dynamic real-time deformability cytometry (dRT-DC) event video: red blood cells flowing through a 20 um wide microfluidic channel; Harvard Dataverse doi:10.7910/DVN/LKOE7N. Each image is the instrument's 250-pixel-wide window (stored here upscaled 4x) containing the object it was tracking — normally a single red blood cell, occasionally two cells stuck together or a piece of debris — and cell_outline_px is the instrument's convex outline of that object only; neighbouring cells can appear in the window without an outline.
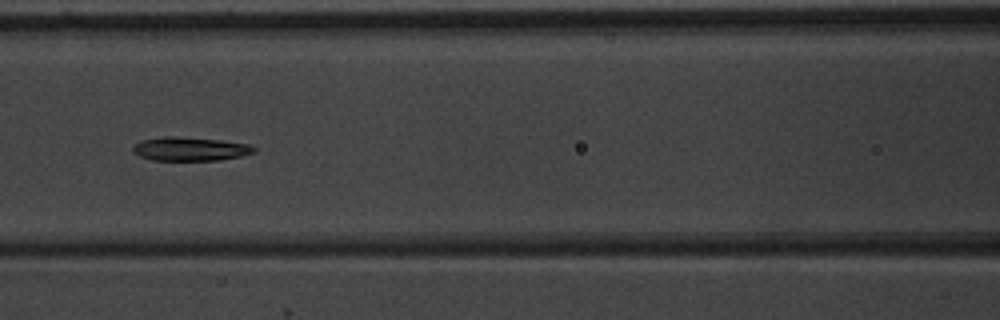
{"species": "common noctule bat (a hibernating species)", "species_latin": "Nyctalus noctula", "temperature_condition": "warm", "stored_images_in_passage": 10, "segment_of_instrument_passage": [1, 2], "camera_frame_rate_fps": 3000, "um_per_image_px": 0.085, "animal": {"sex": "male", "body_mass_g": 20.1, "forearm_length_mm": 53.5}, "frame": {"image": 1, "passage_image": 7, "time_ms": 6.667, "image_size_px": [1000, 320], "cell_outline_px": [[256, 152], [240, 156], [220, 160], [152, 160], [140, 156], [132, 152], [132, 148], [136, 144], [144, 140], [164, 136], [172, 136], [220, 140], [248, 144], [256, 148]], "centroid_in_image_um": [16.17, 12.66], "position_along_channel_um": 150.4, "area_um2": 16.59}}
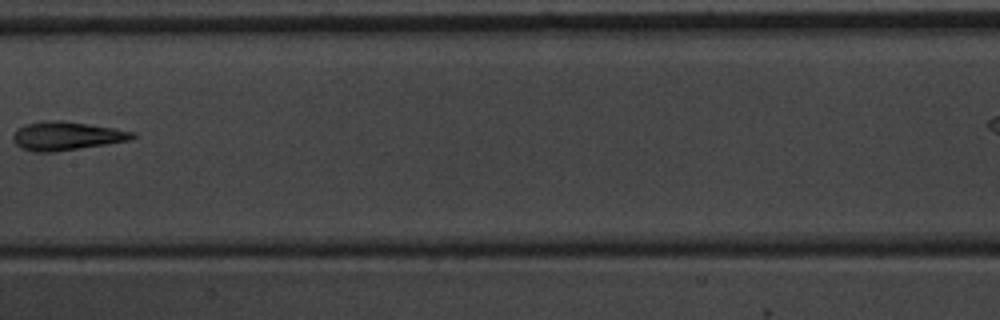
{"frame": {"image": 2, "passage_image": 9, "time_ms": 10.0, "image_size_px": [1000, 320], "cell_outline_px": [[136, 136], [132, 140], [108, 144], [52, 152], [32, 152], [20, 148], [12, 140], [12, 136], [16, 128], [24, 124], [44, 120], [60, 120], [88, 124], [136, 132]], "centroid_in_image_um": [5.61, 11.55], "position_along_channel_um": 201.8, "area_um2": 20.11}}